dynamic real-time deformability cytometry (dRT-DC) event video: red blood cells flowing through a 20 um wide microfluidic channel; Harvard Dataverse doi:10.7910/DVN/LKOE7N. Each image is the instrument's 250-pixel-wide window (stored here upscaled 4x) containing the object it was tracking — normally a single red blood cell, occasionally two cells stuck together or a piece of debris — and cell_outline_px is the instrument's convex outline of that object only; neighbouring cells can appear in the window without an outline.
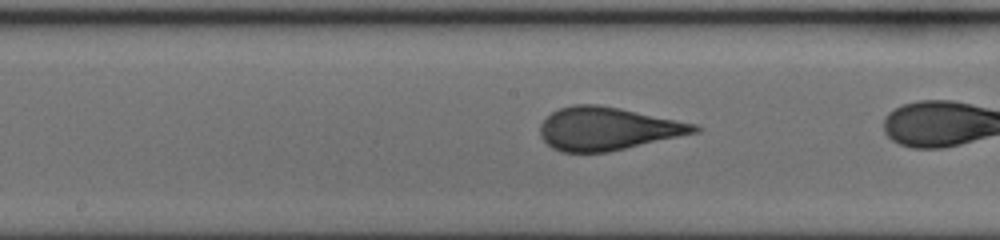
{"species": "human", "species_latin": "Homo sapiens", "temperature_condition": "cold", "stored_images_in_passage": 24, "camera_frame_rate_fps": 3000, "um_per_image_px": 0.085, "donor": {"sex": "female"}, "frame": {"image": 1, "passage_image": 11, "time_ms": 3.333, "image_size_px": [1000, 240], "cell_outline_px": [[700, 132], [608, 152], [560, 152], [552, 148], [540, 136], [540, 124], [552, 112], [560, 108], [572, 104], [600, 104], [620, 108], [696, 124], [700, 128]], "centroid_in_image_um": [51.63, 10.94], "position_along_channel_um": 196.6, "area_um2": 38.61}}
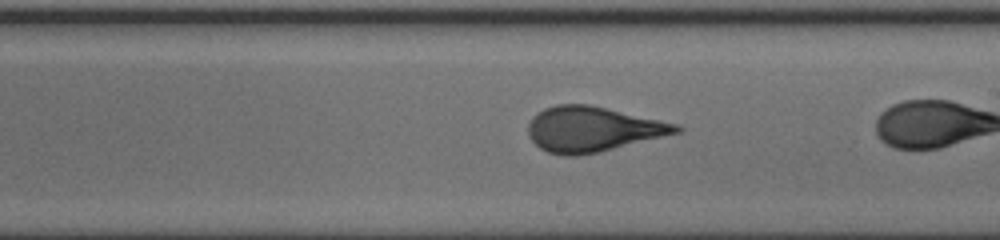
{"frame": {"image": 2, "passage_image": 14, "time_ms": 4.333, "image_size_px": [1000, 240], "cell_outline_px": [[684, 128], [680, 132], [600, 152], [576, 156], [564, 156], [548, 152], [540, 148], [528, 136], [528, 124], [532, 116], [544, 108], [556, 104], [588, 104], [676, 124]], "centroid_in_image_um": [50.32, 10.99], "position_along_channel_um": 238.7, "area_um2": 38.67}}
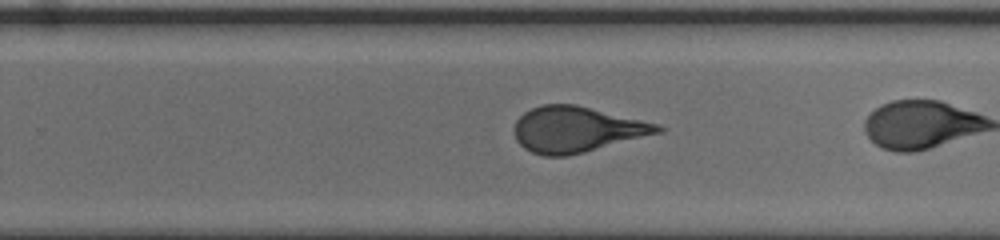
{"frame": {"image": 3, "passage_image": 17, "time_ms": 5.333, "image_size_px": [1000, 240], "cell_outline_px": [[664, 132], [568, 156], [544, 156], [532, 152], [524, 148], [516, 140], [516, 120], [524, 112], [532, 108], [544, 104], [576, 104], [660, 124], [664, 128]], "centroid_in_image_um": [49.06, 11.0], "position_along_channel_um": 280.7, "area_um2": 38.15}}